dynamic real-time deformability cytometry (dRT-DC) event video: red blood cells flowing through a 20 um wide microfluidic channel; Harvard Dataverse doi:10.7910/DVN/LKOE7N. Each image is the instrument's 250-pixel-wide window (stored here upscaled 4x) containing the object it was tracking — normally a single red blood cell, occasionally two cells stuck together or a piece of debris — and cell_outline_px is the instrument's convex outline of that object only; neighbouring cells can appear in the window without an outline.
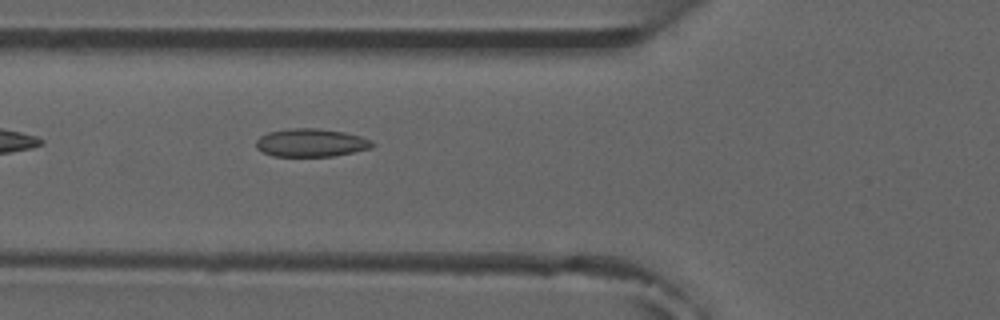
{"species": "common noctule bat (a hibernating species)", "species_latin": "Nyctalus noctula", "temperature_condition": "room temperature", "stored_images_in_passage": 8, "camera_frame_rate_fps": 3000, "um_per_image_px": 0.085, "animal": {"sex": "male", "forearm_length_mm": 52.5}, "frame": {"image": 1, "passage_image": 8, "time_ms": 8.333, "image_size_px": [1000, 320], "cell_outline_px": [[376, 144], [372, 148], [332, 156], [272, 156], [256, 148], [256, 140], [260, 136], [268, 132], [288, 128], [316, 128], [344, 132], [360, 136], [372, 140]], "centroid_in_image_um": [26.44, 12.12], "position_along_channel_um": 99.4, "area_um2": 19.07}}